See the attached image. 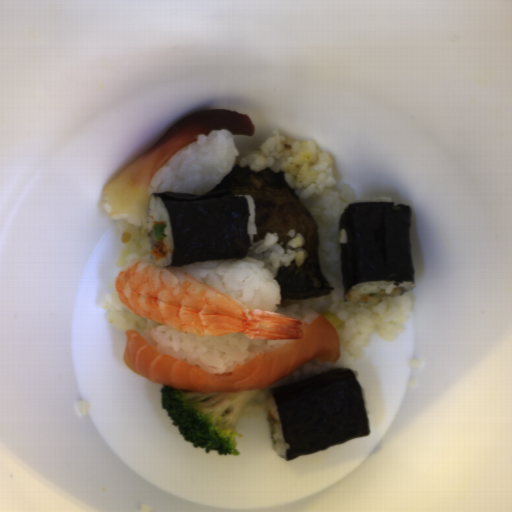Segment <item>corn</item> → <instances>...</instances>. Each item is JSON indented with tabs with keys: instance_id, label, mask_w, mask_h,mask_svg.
<instances>
[{
	"instance_id": "corn-1",
	"label": "corn",
	"mask_w": 512,
	"mask_h": 512,
	"mask_svg": "<svg viewBox=\"0 0 512 512\" xmlns=\"http://www.w3.org/2000/svg\"><path fill=\"white\" fill-rule=\"evenodd\" d=\"M323 317L335 328L337 329L338 327L341 326V322L342 320H340L335 314H329V313H325L323 314Z\"/></svg>"
}]
</instances>
